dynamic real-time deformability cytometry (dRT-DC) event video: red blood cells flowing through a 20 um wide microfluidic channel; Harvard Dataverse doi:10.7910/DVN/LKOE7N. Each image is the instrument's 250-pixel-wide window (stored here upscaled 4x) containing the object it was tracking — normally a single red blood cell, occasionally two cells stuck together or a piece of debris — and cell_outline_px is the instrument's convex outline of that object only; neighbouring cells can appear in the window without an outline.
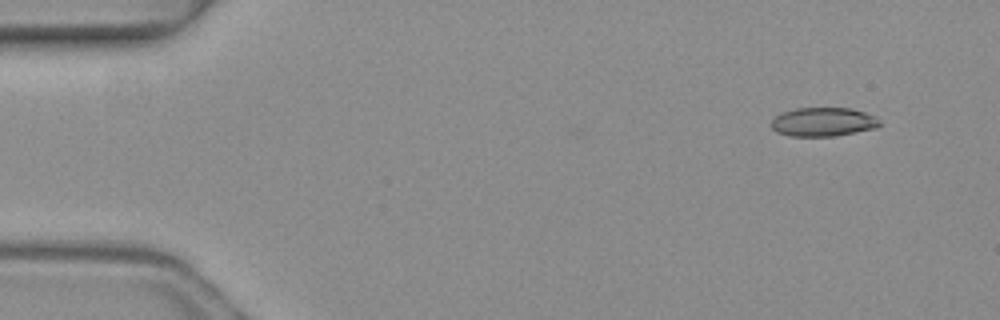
{"species": "common noctule bat (a hibernating species)", "species_latin": "Nyctalus noctula", "temperature_condition": "warm", "stored_images_in_passage": 4, "camera_frame_rate_fps": 3000, "um_per_image_px": 0.085, "animal": {"sex": "female", "body_mass_g": 19.3, "forearm_length_mm": 54.1}, "frame": {"image": 1, "passage_image": 1, "time_ms": 0.0, "image_size_px": [1000, 320], "cell_outline_px": [[880, 124], [876, 128], [832, 136], [792, 136], [776, 132], [772, 128], [772, 120], [776, 116], [784, 112], [796, 108], [852, 108], [876, 116]], "centroid_in_image_um": [69.97, 10.36], "position_along_channel_um": 15.0, "area_um2": 18.03}}